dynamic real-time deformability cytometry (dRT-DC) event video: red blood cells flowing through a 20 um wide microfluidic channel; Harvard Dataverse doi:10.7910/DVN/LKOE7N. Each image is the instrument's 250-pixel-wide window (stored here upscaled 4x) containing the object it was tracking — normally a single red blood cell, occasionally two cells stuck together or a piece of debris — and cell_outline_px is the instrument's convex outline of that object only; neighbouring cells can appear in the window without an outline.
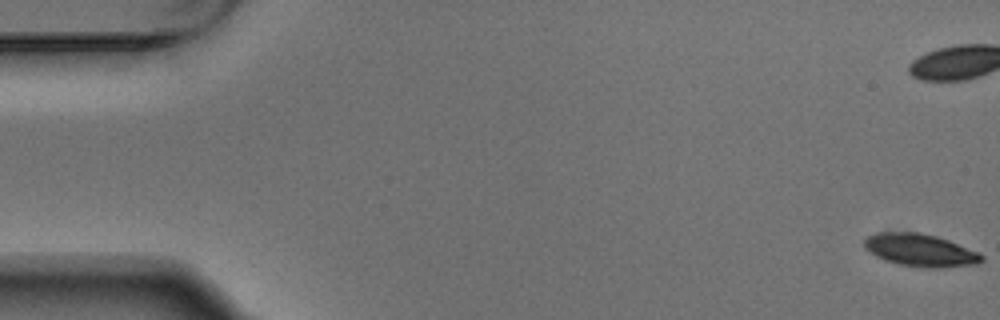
{"species": "Egyptian fruit bat (a non-hibernating species)", "species_latin": "Rousettus aegyptiacus", "temperature_condition": "warm", "stored_images_in_passage": 9, "camera_frame_rate_fps": 3000, "um_per_image_px": 0.085, "animal": {"sex": "male"}, "frame": {"image": 1, "passage_image": 1, "time_ms": 0.0, "image_size_px": [1000, 320], "cell_outline_px": [[984, 260], [976, 264], [936, 268], [924, 268], [896, 264], [884, 260], [876, 256], [864, 248], [864, 240], [868, 236], [876, 232], [920, 232], [936, 236], [948, 240], [980, 252], [984, 256]], "centroid_in_image_um": [78.22, 21.27], "position_along_channel_um": 6.8, "area_um2": 22.48}}
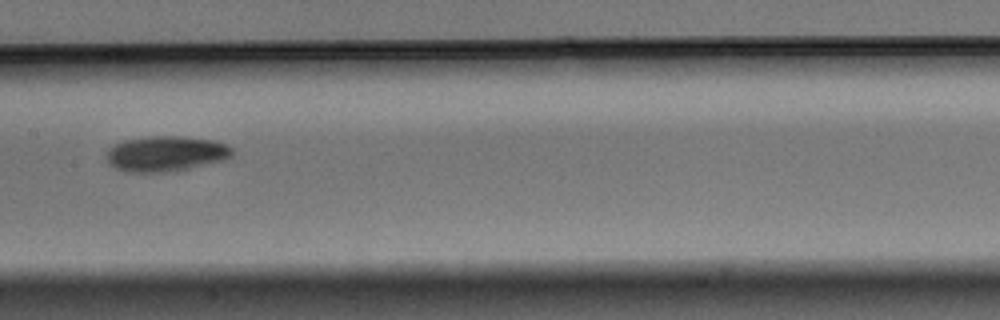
{"frame": {"image": 2, "passage_image": 9, "time_ms": 2.667, "image_size_px": [1000, 320], "cell_outline_px": [[232, 156], [224, 160], [164, 172], [128, 172], [116, 168], [108, 164], [104, 156], [108, 148], [120, 140], [148, 136], [180, 136], [216, 140], [228, 144], [232, 148]], "centroid_in_image_um": [14.03, 13.04], "position_along_channel_um": 193.4, "area_um2": 26.13}}